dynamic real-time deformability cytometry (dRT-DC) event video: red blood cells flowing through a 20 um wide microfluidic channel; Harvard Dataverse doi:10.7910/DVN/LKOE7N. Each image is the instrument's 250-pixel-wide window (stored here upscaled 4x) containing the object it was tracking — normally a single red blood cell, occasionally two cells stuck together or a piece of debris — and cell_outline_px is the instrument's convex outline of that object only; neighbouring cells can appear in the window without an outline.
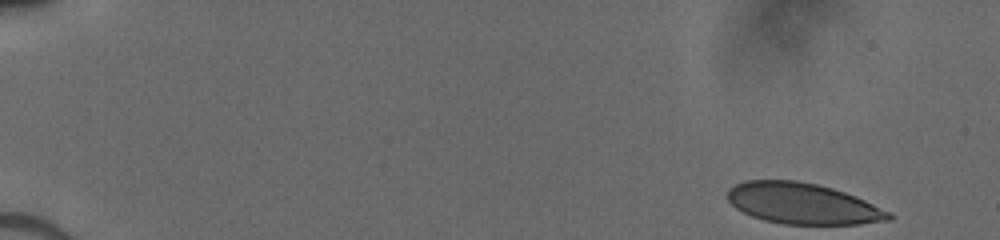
{"species": "human", "species_latin": "Homo sapiens", "temperature_condition": "cold", "stored_images_in_passage": 48, "camera_frame_rate_fps": 3000, "um_per_image_px": 0.085, "donor": {"sex": "male"}, "frame": {"image": 1, "passage_image": 1, "time_ms": 0.0, "image_size_px": [1000, 240], "cell_outline_px": [[892, 220], [860, 224], [784, 224], [764, 220], [752, 216], [736, 208], [728, 200], [728, 188], [744, 180], [796, 180], [816, 184], [832, 188], [856, 196], [892, 212]], "centroid_in_image_um": [68.25, 17.3], "position_along_channel_um": 16.7, "area_um2": 38.55}}
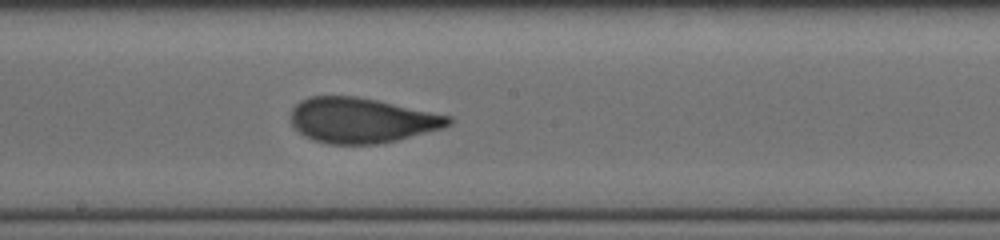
{"frame": {"image": 2, "passage_image": 27, "time_ms": 8.667, "image_size_px": [1000, 240], "cell_outline_px": [[452, 124], [444, 128], [396, 140], [376, 144], [328, 144], [304, 136], [292, 124], [292, 108], [300, 100], [308, 96], [356, 96], [376, 100], [452, 116]], "centroid_in_image_um": [30.75, 10.22], "position_along_channel_um": 217.5, "area_um2": 41.33}}
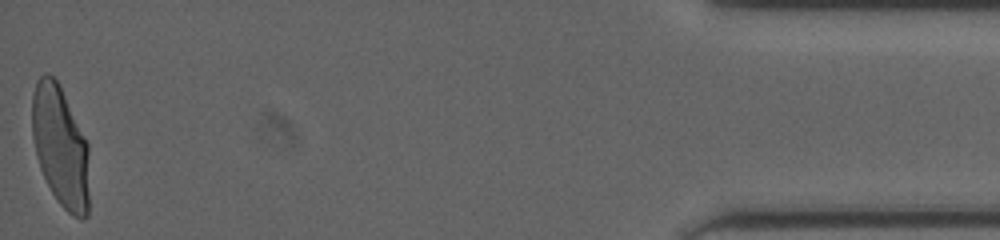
{"frame": {"image": 3, "passage_image": 48, "time_ms": 15.667, "image_size_px": [1000, 240], "cell_outline_px": [[88, 216], [84, 220], [80, 220], [72, 216], [56, 200], [40, 168], [36, 156], [32, 136], [32, 96], [36, 80], [44, 72], [52, 76], [56, 80], [88, 144]], "centroid_in_image_um": [5.12, 12.49], "position_along_channel_um": 430.1, "area_um2": 40.11}}